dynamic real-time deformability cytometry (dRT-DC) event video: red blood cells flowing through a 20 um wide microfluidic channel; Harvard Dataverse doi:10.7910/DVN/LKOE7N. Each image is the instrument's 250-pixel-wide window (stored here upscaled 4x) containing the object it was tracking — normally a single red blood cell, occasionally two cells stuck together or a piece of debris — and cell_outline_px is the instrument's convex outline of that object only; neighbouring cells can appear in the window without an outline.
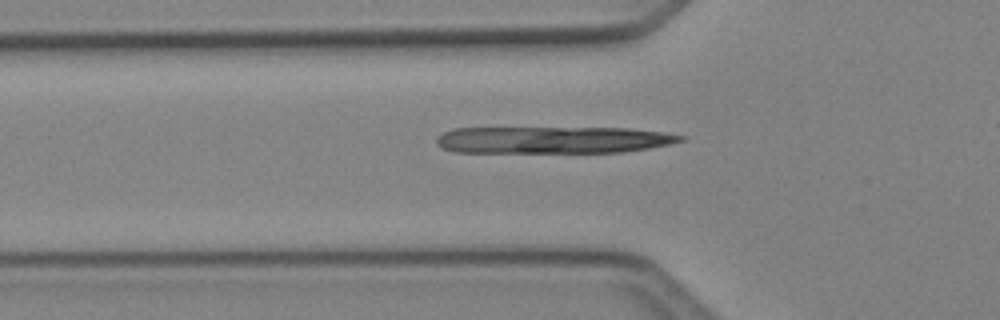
{"species": "Egyptian fruit bat (a non-hibernating species)", "species_latin": "Rousettus aegyptiacus", "temperature_condition": "cold", "stored_images_in_passage": 39, "camera_frame_rate_fps": 3000, "um_per_image_px": 0.085, "animal": {"sex": "female"}, "frame": {"image": 1, "passage_image": 12, "time_ms": 3.667, "image_size_px": [1000, 320], "cell_outline_px": [[684, 140], [668, 144], [648, 148], [624, 152], [456, 152], [440, 148], [436, 144], [436, 140], [444, 132], [452, 128], [628, 128], [664, 132], [684, 136]], "centroid_in_image_um": [46.98, 11.89], "position_along_channel_um": 78.8, "area_um2": 38.26}}
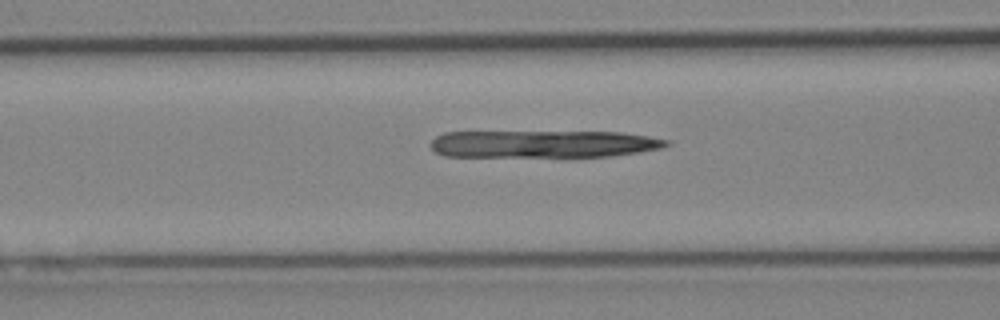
{"frame": {"image": 2, "passage_image": 15, "time_ms": 4.667, "image_size_px": [1000, 320], "cell_outline_px": [[668, 144], [660, 148], [612, 156], [444, 156], [436, 152], [428, 144], [436, 136], [444, 132], [620, 132], [648, 136], [668, 140]], "centroid_in_image_um": [46.12, 12.23], "position_along_channel_um": 120.5, "area_um2": 37.22}}